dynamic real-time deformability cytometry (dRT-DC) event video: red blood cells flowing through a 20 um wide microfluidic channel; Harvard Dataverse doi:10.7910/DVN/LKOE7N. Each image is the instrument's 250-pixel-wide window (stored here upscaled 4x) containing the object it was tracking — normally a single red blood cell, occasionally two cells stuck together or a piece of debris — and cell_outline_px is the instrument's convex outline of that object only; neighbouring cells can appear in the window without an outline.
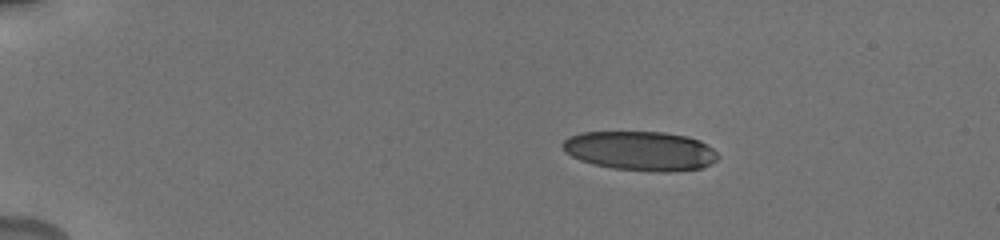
{"species": "human", "species_latin": "Homo sapiens", "temperature_condition": "cold", "stored_images_in_passage": 49, "camera_frame_rate_fps": 3000, "um_per_image_px": 0.085, "donor": {"sex": "male"}, "frame": {"image": 1, "passage_image": 1, "time_ms": 0.0, "image_size_px": [1000, 240], "cell_outline_px": [[720, 156], [716, 160], [700, 168], [672, 172], [660, 172], [612, 168], [592, 164], [580, 160], [564, 152], [560, 144], [568, 136], [580, 132], [664, 132], [688, 136], [700, 140], [708, 144]], "centroid_in_image_um": [54.41, 12.82], "position_along_channel_um": 30.6, "area_um2": 35.89}}
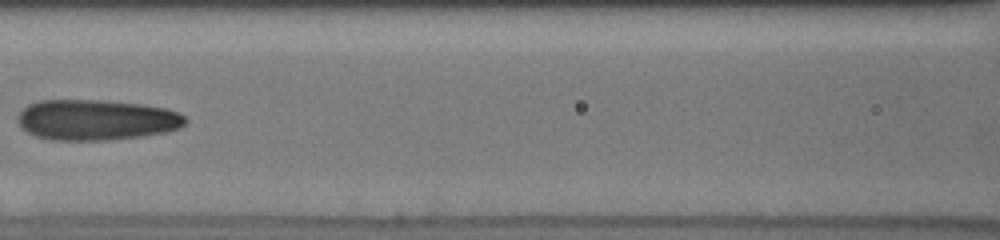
{"frame": {"image": 2, "passage_image": 13, "time_ms": 5.667, "image_size_px": [1000, 240], "cell_outline_px": [[188, 120], [180, 128], [164, 132], [140, 136], [108, 140], [52, 140], [36, 136], [28, 132], [16, 120], [20, 112], [28, 104], [40, 100], [100, 100], [144, 104], [164, 108], [188, 116]], "centroid_in_image_um": [8.2, 10.18], "position_along_channel_um": 158.4, "area_um2": 39.65}}
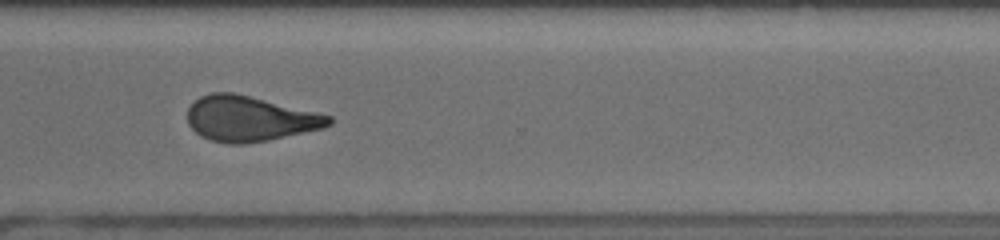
{"frame": {"image": 3, "passage_image": 27, "time_ms": 10.667, "image_size_px": [1000, 240], "cell_outline_px": [[332, 124], [324, 128], [268, 140], [244, 144], [228, 144], [208, 140], [200, 136], [188, 124], [188, 108], [200, 96], [212, 92], [232, 92], [320, 112], [332, 116]], "centroid_in_image_um": [21.24, 10.09], "position_along_channel_um": 349.4, "area_um2": 37.51}, "authors_computed_cell_mechanics": {"area_um2": 37.1654, "velocity_mm_per_s": 3.8332, "shape_relaxation_time_tau1_ms": null, "shape_relaxation_time_tau2_ms": 1.8497, "deformation_change_tau1": null, "deformation_change_tau2": 0.0943}}